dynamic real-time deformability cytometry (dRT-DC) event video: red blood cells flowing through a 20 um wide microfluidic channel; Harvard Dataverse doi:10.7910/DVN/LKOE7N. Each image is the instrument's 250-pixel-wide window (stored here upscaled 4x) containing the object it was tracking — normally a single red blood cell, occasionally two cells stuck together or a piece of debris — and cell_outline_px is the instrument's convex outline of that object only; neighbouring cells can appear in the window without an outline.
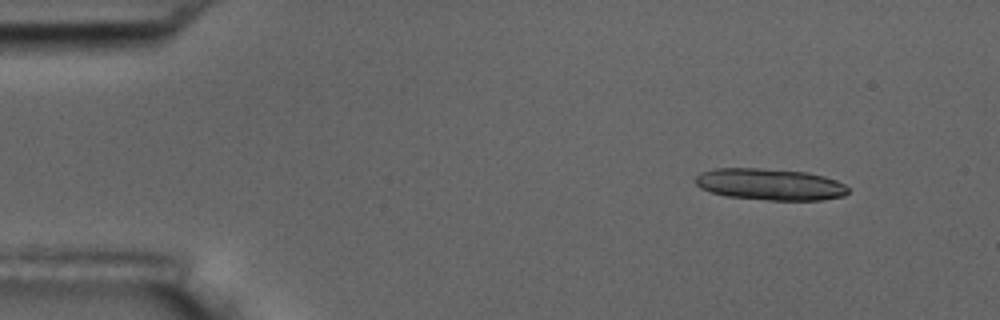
{"species": "common noctule bat (a hibernating species)", "species_latin": "Nyctalus noctula", "temperature_condition": "room temperature", "stored_images_in_passage": 5, "camera_frame_rate_fps": 3000, "um_per_image_px": 0.085, "animal": {"sex": "male", "body_mass_g": 17.5, "forearm_length_mm": 52.3}, "frame": {"image": 1, "passage_image": 2, "time_ms": 1.333, "image_size_px": [1000, 320], "cell_outline_px": [[848, 192], [844, 196], [820, 200], [768, 200], [724, 196], [700, 188], [696, 184], [696, 176], [700, 172], [716, 168], [760, 168], [808, 172], [824, 176], [836, 180], [844, 184], [848, 188]], "centroid_in_image_um": [65.44, 15.67], "position_along_channel_um": 19.6, "area_um2": 28.21}}